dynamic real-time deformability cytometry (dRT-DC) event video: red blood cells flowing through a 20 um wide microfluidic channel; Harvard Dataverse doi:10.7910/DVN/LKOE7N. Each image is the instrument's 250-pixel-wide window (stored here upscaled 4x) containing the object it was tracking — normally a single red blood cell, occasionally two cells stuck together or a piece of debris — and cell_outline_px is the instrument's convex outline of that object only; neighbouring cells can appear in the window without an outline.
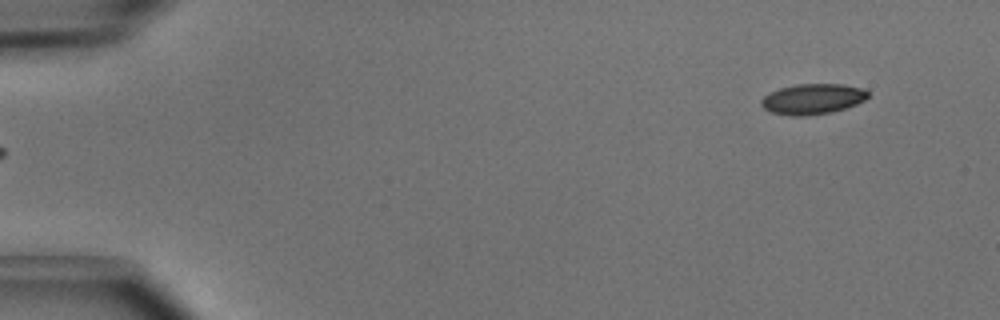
{"species": "common noctule bat (a hibernating species)", "species_latin": "Nyctalus noctula", "temperature_condition": "cold", "stored_images_in_passage": 6, "camera_frame_rate_fps": 3000, "um_per_image_px": 0.085, "animal": {"sex": "male", "body_mass_g": 15.6}, "frame": {"image": 1, "passage_image": 6, "time_ms": 1.667, "image_size_px": [1000, 320], "cell_outline_px": [[868, 96], [864, 100], [856, 104], [844, 108], [828, 112], [804, 116], [792, 116], [772, 112], [764, 108], [760, 104], [760, 100], [768, 92], [780, 88], [796, 84], [844, 84], [864, 88], [868, 92]], "centroid_in_image_um": [69.05, 8.4], "position_along_channel_um": 16.0, "area_um2": 18.9}}